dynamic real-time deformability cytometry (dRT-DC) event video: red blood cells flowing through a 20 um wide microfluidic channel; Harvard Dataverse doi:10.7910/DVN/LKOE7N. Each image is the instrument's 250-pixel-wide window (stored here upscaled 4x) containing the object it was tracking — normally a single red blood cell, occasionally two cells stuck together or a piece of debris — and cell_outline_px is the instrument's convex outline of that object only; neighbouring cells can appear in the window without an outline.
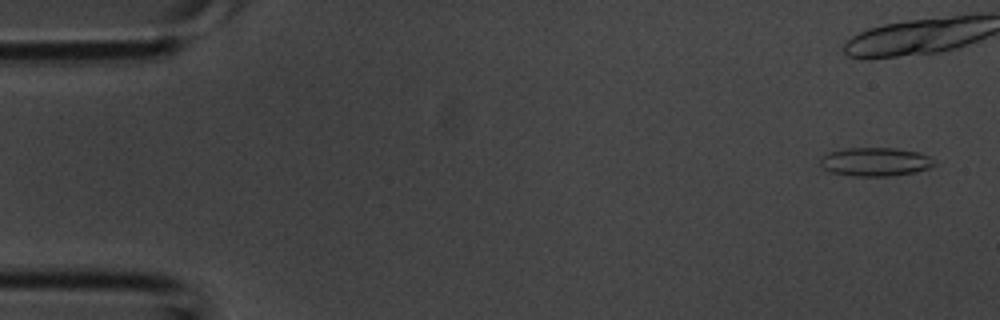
{"species": "common noctule bat (a hibernating species)", "species_latin": "Nyctalus noctula", "temperature_condition": "room temperature", "stored_images_in_passage": 3, "camera_frame_rate_fps": 3000, "um_per_image_px": 0.085, "animal": {"sex": "male", "body_mass_g": 20.1, "forearm_length_mm": 53.5}, "frame": {"image": 1, "passage_image": 1, "time_ms": 0.0, "image_size_px": [1000, 320], "cell_outline_px": [[936, 164], [928, 168], [916, 172], [892, 176], [848, 176], [832, 172], [824, 168], [820, 164], [820, 156], [828, 152], [848, 148], [896, 148], [920, 152], [928, 156]], "centroid_in_image_um": [74.38, 13.75], "position_along_channel_um": 10.6, "area_um2": 19.13}}